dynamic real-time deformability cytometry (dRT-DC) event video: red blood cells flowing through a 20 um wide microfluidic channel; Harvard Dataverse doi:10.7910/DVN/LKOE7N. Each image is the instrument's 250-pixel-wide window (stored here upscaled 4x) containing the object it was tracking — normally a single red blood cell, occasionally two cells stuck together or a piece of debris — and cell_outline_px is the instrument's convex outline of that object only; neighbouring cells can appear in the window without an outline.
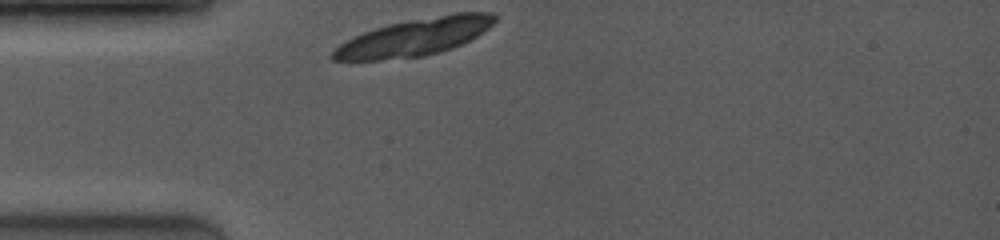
{"species": "common noctule bat (a hibernating species)", "species_latin": "Nyctalus noctula", "temperature_condition": "room temperature", "stored_images_in_passage": 1, "camera_frame_rate_fps": 4000, "um_per_image_px": 0.085, "animal": {"sex": "female", "body_mass_g": 19.0, "forearm_length_mm": 53.3}, "frame": {"image": 1, "passage_image": 1, "time_ms": 0.0, "image_size_px": [1000, 240], "cell_outline_px": [[496, 20], [488, 28], [476, 36], [452, 48], [440, 52], [424, 56], [380, 60], [332, 60], [328, 56], [340, 44], [364, 32], [388, 24], [456, 12], [492, 12], [496, 16]], "centroid_in_image_um": [35.25, 3.16], "position_along_channel_um": 49.8, "area_um2": 34.8}}